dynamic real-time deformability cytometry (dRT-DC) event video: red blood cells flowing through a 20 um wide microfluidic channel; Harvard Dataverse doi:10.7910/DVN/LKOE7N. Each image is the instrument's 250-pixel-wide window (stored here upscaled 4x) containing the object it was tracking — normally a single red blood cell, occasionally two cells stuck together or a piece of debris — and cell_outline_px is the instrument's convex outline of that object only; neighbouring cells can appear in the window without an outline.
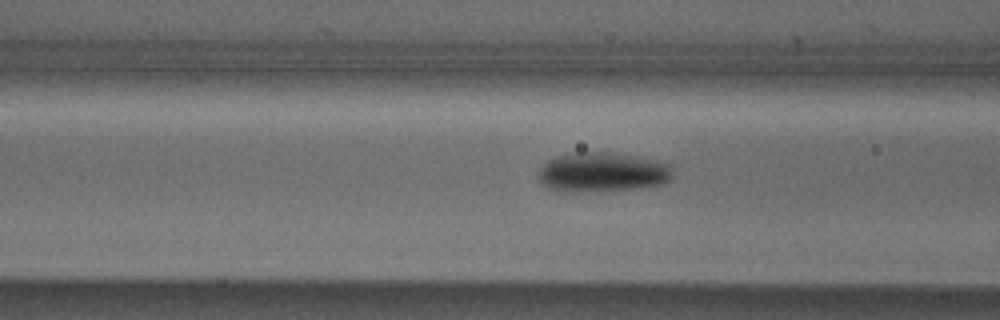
{"species": "Egyptian fruit bat (a non-hibernating species)", "species_latin": "Rousettus aegyptiacus", "temperature_condition": "cold", "stored_images_in_passage": 30, "camera_frame_rate_fps": 3000, "um_per_image_px": 0.085, "animal": {"sex": "male"}, "frame": {"image": 1, "passage_image": 7, "time_ms": 2.0, "image_size_px": [1000, 320], "cell_outline_px": [[672, 176], [664, 184], [636, 188], [564, 192], [560, 192], [540, 184], [536, 176], [536, 172], [548, 160], [556, 156], [584, 152], [608, 152], [656, 160], [668, 164], [672, 168]], "centroid_in_image_um": [51.14, 14.64], "position_along_channel_um": 115.5, "area_um2": 30.81}}
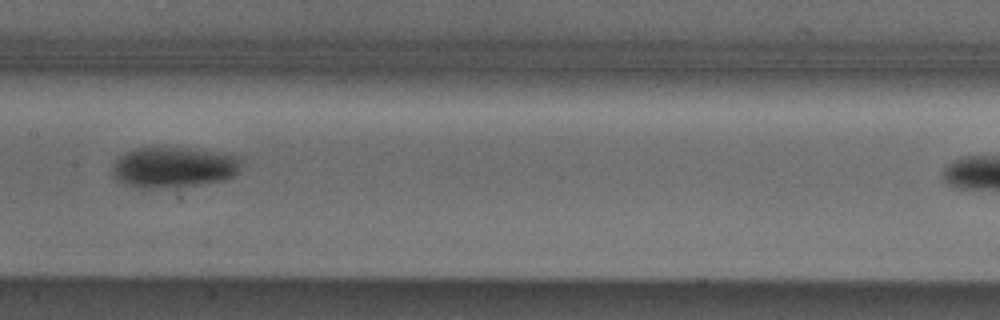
{"frame": {"image": 2, "passage_image": 13, "time_ms": 4.0, "image_size_px": [1000, 320], "cell_outline_px": [[240, 160], [236, 172], [232, 176], [224, 180], [180, 188], [136, 188], [124, 184], [116, 180], [112, 172], [116, 160], [124, 152], [136, 148], [188, 148], [236, 156]], "centroid_in_image_um": [14.69, 14.25], "position_along_channel_um": 192.7, "area_um2": 30.4}}
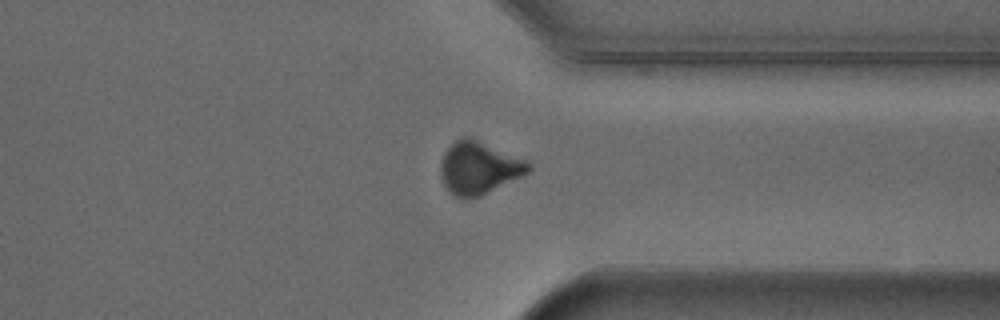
{"frame": {"image": 3, "passage_image": 27, "time_ms": 8.667, "image_size_px": [1000, 320], "cell_outline_px": [[532, 168], [528, 172], [480, 196], [468, 200], [452, 196], [448, 192], [440, 176], [440, 164], [444, 152], [456, 140], [464, 136], [468, 136], [524, 160], [532, 164]], "centroid_in_image_um": [40.64, 14.3], "position_along_channel_um": 370.8, "area_um2": 26.65}}